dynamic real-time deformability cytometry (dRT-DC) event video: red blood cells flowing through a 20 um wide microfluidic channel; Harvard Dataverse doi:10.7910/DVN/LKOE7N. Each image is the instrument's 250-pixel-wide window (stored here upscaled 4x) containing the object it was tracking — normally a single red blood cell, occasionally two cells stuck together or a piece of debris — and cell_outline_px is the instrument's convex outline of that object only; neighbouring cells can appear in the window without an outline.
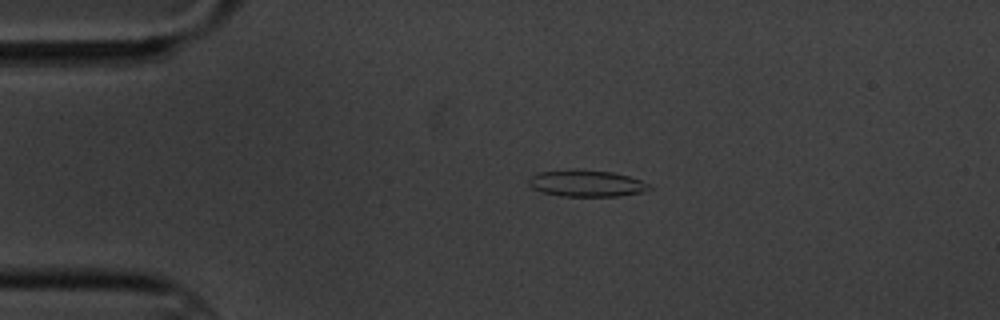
{"species": "common noctule bat (a hibernating species)", "species_latin": "Nyctalus noctula", "temperature_condition": "cold", "stored_images_in_passage": 3, "camera_frame_rate_fps": 3000, "um_per_image_px": 0.085, "animal": {"sex": "male", "body_mass_g": 20.1, "forearm_length_mm": 53.5}, "frame": {"image": 1, "passage_image": 2, "time_ms": 1.0, "image_size_px": [1000, 320], "cell_outline_px": [[652, 188], [640, 192], [620, 196], [560, 196], [544, 192], [532, 188], [528, 184], [528, 180], [532, 176], [540, 172], [572, 168], [580, 168], [612, 172], [628, 176], [652, 184]], "centroid_in_image_um": [49.85, 15.57], "position_along_channel_um": 35.2, "area_um2": 18.9}}